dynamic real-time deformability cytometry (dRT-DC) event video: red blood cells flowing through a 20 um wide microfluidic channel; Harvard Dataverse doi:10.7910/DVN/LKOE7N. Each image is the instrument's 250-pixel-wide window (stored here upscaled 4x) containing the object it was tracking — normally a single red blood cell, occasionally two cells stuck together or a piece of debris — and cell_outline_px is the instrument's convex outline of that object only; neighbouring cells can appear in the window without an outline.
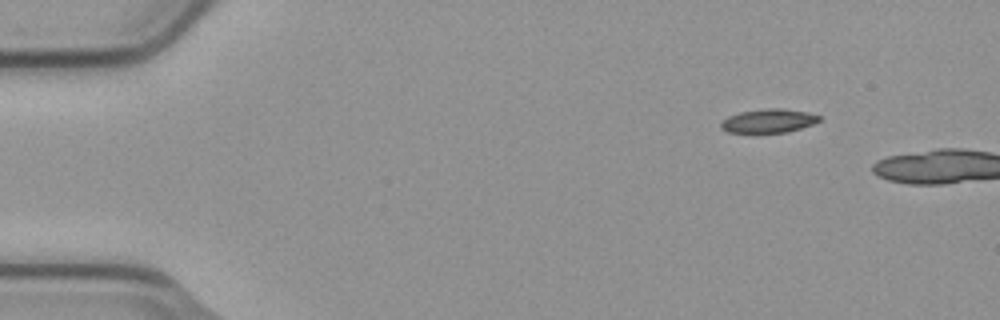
{"species": "common noctule bat (a hibernating species)", "species_latin": "Nyctalus noctula", "temperature_condition": "cold", "stored_images_in_passage": 2, "camera_frame_rate_fps": 3000, "um_per_image_px": 0.085, "animal": {"sex": "male", "body_mass_g": 23.1, "forearm_length_mm": 52.7}, "frame": {"image": 1, "passage_image": 1, "time_ms": 0.0, "image_size_px": [1000, 320], "cell_outline_px": [[820, 120], [812, 124], [788, 132], [728, 132], [720, 128], [720, 124], [728, 116], [740, 112], [768, 108], [780, 108], [808, 112], [820, 116]], "centroid_in_image_um": [65.32, 10.26], "position_along_channel_um": 19.7, "area_um2": 13.41}}